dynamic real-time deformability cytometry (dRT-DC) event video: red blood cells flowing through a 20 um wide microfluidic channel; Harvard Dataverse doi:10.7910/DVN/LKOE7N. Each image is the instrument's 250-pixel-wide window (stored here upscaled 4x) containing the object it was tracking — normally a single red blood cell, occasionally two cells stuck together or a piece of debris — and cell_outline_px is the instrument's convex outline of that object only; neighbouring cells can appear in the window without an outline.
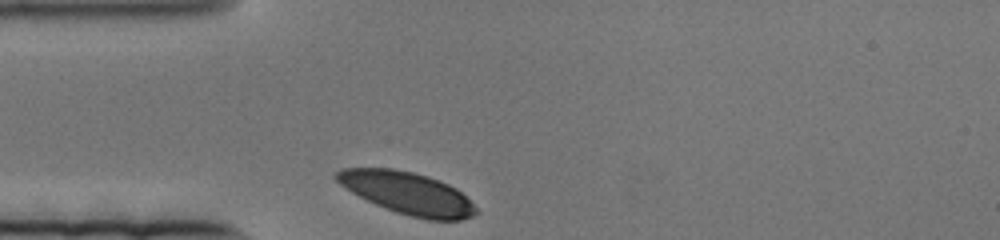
{"species": "human", "species_latin": "Homo sapiens", "temperature_condition": "cold", "stored_images_in_passage": 45, "camera_frame_rate_fps": 3000, "um_per_image_px": 0.085, "donor": {"sex": "female"}, "frame": {"image": 1, "passage_image": 1, "time_ms": 0.0, "image_size_px": [1000, 240], "cell_outline_px": [[480, 212], [472, 216], [460, 220], [428, 220], [396, 212], [376, 204], [352, 192], [340, 184], [332, 176], [340, 168], [392, 168], [412, 172], [428, 176], [448, 184], [456, 188]], "centroid_in_image_um": [34.62, 16.41], "position_along_channel_um": 50.4, "area_um2": 33.99}}
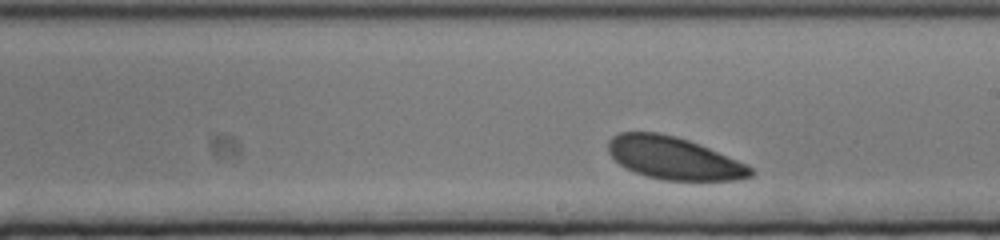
{"frame": {"image": 2, "passage_image": 26, "time_ms": 8.333, "image_size_px": [1000, 240], "cell_outline_px": [[756, 172], [752, 176], [736, 180], [664, 180], [648, 176], [636, 172], [620, 164], [608, 152], [608, 140], [612, 136], [620, 132], [656, 132], [676, 136], [700, 144], [736, 160], [752, 168]], "centroid_in_image_um": [57.27, 13.43], "position_along_channel_um": 231.7, "area_um2": 34.91}}
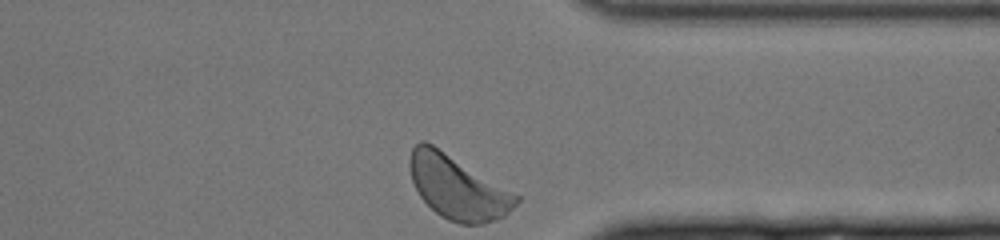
{"frame": {"image": 3, "passage_image": 45, "time_ms": 14.667, "image_size_px": [1000, 240], "cell_outline_px": [[520, 200], [504, 216], [496, 220], [484, 224], [460, 224], [448, 220], [440, 216], [420, 196], [412, 180], [408, 164], [408, 160], [412, 148], [420, 140], [424, 140], [432, 144], [520, 196]], "centroid_in_image_um": [38.88, 15.93], "position_along_channel_um": 372.5, "area_um2": 39.07}}